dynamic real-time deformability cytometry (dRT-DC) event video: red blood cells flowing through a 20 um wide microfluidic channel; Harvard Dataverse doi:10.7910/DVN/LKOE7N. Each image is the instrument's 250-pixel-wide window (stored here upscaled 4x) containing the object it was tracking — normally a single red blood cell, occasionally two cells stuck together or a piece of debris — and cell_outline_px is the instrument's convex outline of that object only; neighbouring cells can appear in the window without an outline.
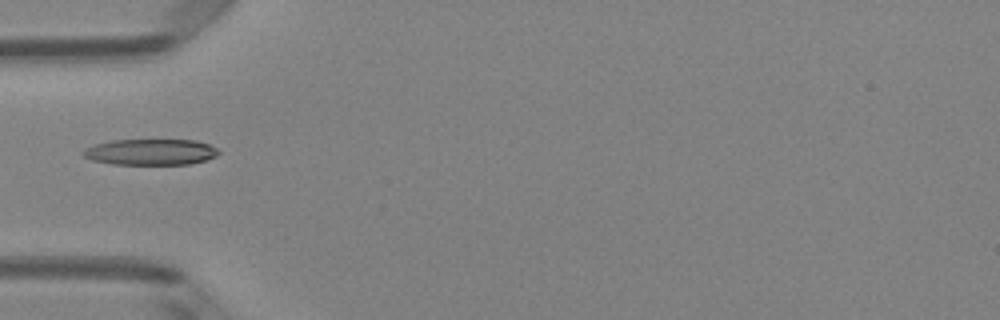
{"species": "Egyptian fruit bat (a non-hibernating species)", "species_latin": "Rousettus aegyptiacus", "temperature_condition": "room temperature", "stored_images_in_passage": 5, "camera_frame_rate_fps": 3000, "um_per_image_px": 0.085, "animal": {"sex": "female"}, "frame": {"image": 1, "passage_image": 5, "time_ms": 1.333, "image_size_px": [1000, 320], "cell_outline_px": [[220, 152], [216, 156], [204, 160], [188, 164], [112, 164], [92, 160], [84, 156], [80, 152], [84, 148], [96, 144], [112, 140], [196, 140], [208, 144], [216, 148]], "centroid_in_image_um": [12.77, 12.91], "position_along_channel_um": 72.2, "area_um2": 20.46}}